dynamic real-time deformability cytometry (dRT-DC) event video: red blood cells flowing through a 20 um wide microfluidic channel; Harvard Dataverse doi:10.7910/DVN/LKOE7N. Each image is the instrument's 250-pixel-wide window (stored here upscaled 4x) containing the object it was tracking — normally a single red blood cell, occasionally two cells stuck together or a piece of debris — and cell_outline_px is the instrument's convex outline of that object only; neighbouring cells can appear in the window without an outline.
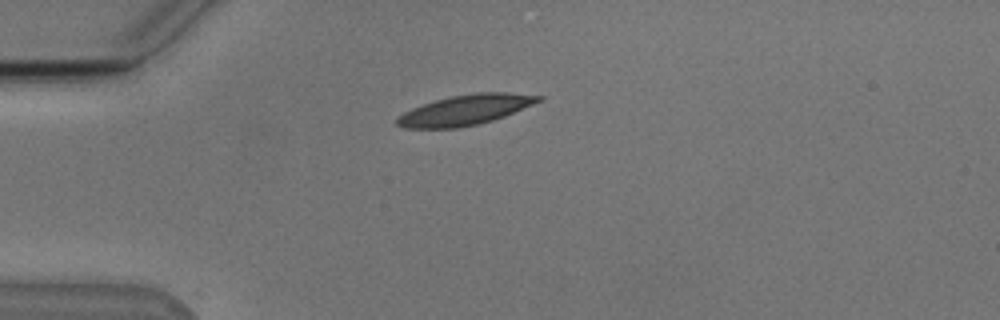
{"species": "Egyptian fruit bat (a non-hibernating species)", "species_latin": "Rousettus aegyptiacus", "temperature_condition": "cold", "stored_images_in_passage": 32, "camera_frame_rate_fps": 3000, "um_per_image_px": 0.085, "animal": {"sex": "male"}, "frame": {"image": 1, "passage_image": 1, "time_ms": 0.0, "image_size_px": [1000, 320], "cell_outline_px": [[544, 100], [504, 116], [480, 124], [456, 128], [404, 128], [396, 124], [396, 120], [404, 112], [412, 108], [436, 100], [452, 96], [476, 92], [508, 92], [544, 96]], "centroid_in_image_um": [39.6, 9.34], "position_along_channel_um": 45.4, "area_um2": 24.8}}
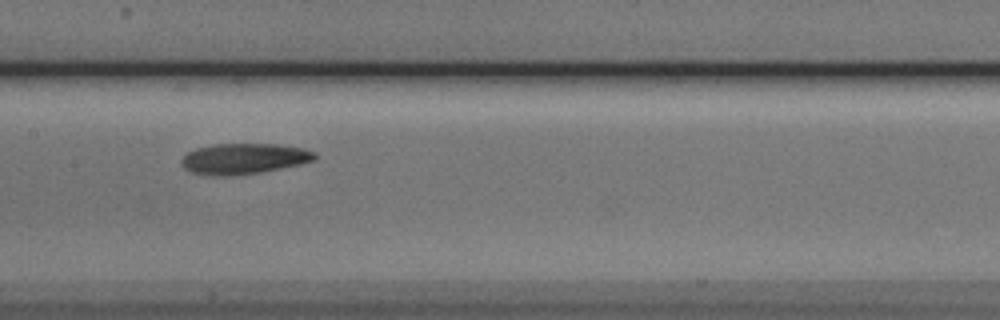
{"frame": {"image": 2, "passage_image": 14, "time_ms": 4.333, "image_size_px": [1000, 320], "cell_outline_px": [[316, 160], [300, 164], [260, 172], [232, 176], [212, 176], [192, 172], [184, 168], [180, 164], [180, 160], [188, 152], [196, 148], [216, 144], [276, 144], [304, 148], [316, 152]], "centroid_in_image_um": [20.72, 13.49], "position_along_channel_um": 186.7, "area_um2": 23.93}}
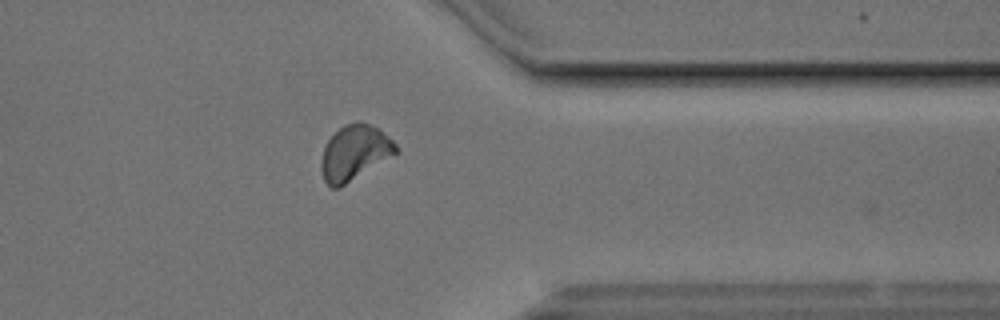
{"frame": {"image": 3, "passage_image": 30, "time_ms": 9.667, "image_size_px": [1000, 320], "cell_outline_px": [[400, 152], [340, 188], [332, 188], [324, 180], [320, 168], [320, 164], [324, 148], [328, 140], [344, 124], [356, 120], [360, 120], [376, 128], [388, 136], [400, 148]], "centroid_in_image_um": [30.16, 12.99], "position_along_channel_um": 381.2, "area_um2": 24.16}}